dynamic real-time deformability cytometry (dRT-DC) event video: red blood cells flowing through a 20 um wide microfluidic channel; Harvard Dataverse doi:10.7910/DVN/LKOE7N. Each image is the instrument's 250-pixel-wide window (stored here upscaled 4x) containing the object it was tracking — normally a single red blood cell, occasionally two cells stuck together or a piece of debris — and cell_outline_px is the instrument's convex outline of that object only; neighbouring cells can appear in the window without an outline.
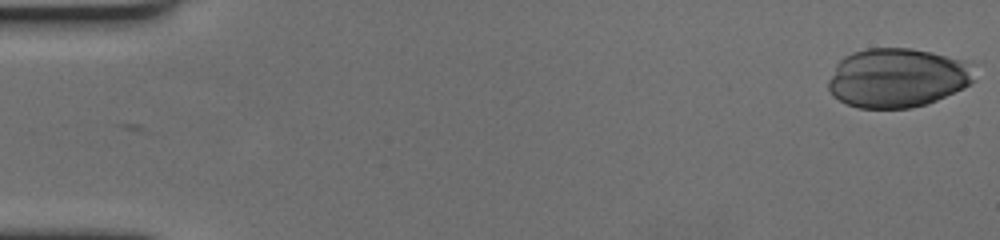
{"species": "human", "species_latin": "Homo sapiens", "temperature_condition": "cold", "stored_images_in_passage": 59, "camera_frame_rate_fps": 3000, "um_per_image_px": 0.085, "donor": {"sex": "female"}, "frame": {"image": 1, "passage_image": 1, "time_ms": 0.0, "image_size_px": [1000, 240], "cell_outline_px": [[976, 80], [964, 88], [928, 104], [912, 108], [856, 108], [844, 104], [832, 96], [828, 88], [828, 80], [836, 64], [844, 56], [852, 52], [868, 48], [912, 48], [932, 52], [964, 60]], "centroid_in_image_um": [76.22, 6.63], "position_along_channel_um": 8.8, "area_um2": 50.69}}
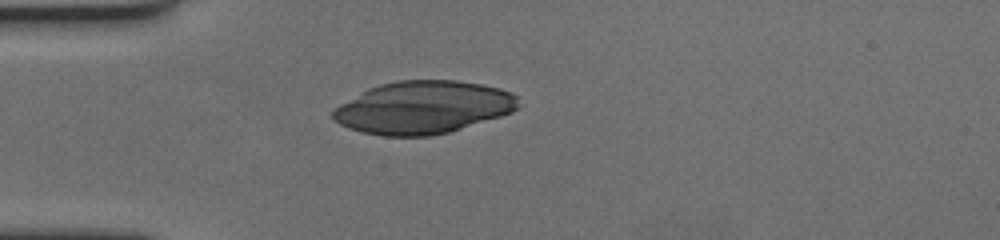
{"frame": {"image": 2, "passage_image": 17, "time_ms": 5.333, "image_size_px": [1000, 240], "cell_outline_px": [[520, 108], [512, 112], [500, 116], [448, 132], [428, 136], [384, 136], [364, 132], [348, 128], [340, 124], [332, 116], [332, 108], [368, 88], [380, 84], [396, 80], [456, 80], [480, 84], [500, 88], [512, 92], [516, 96], [520, 104]], "centroid_in_image_um": [35.97, 9.12], "position_along_channel_um": 49.0, "area_um2": 56.88}}
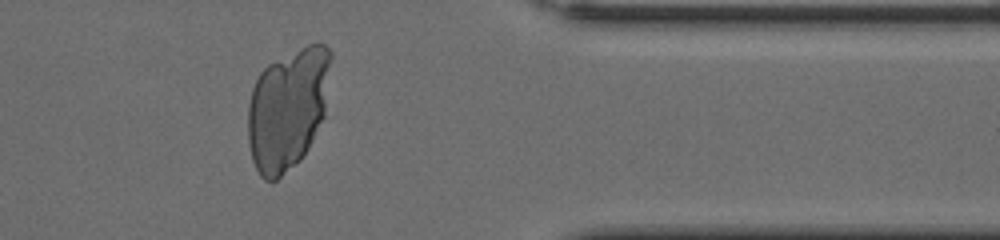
{"frame": {"image": 3, "passage_image": 49, "time_ms": 16.0, "image_size_px": [1000, 240], "cell_outline_px": [[332, 60], [324, 116], [308, 148], [300, 160], [276, 180], [264, 180], [260, 176], [252, 160], [248, 144], [248, 104], [252, 88], [260, 72], [268, 64], [316, 40], [324, 44], [332, 52]], "centroid_in_image_um": [24.46, 9.22], "position_along_channel_um": 386.9, "area_um2": 59.01}}